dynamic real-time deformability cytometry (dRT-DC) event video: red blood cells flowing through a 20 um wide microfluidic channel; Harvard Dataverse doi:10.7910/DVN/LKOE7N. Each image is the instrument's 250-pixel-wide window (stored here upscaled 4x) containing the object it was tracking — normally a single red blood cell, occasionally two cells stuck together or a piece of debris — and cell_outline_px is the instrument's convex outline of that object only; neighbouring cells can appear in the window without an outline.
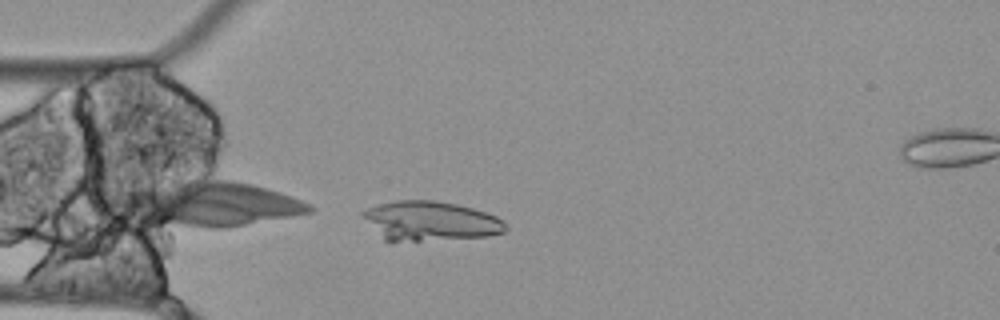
{"species": "Egyptian fruit bat (a non-hibernating species)", "species_latin": "Rousettus aegyptiacus", "temperature_condition": "cold", "stored_images_in_passage": 12, "camera_frame_rate_fps": 3000, "um_per_image_px": 0.085, "animal": {"sex": "female"}, "frame": {"image": 1, "passage_image": 12, "time_ms": 3.667, "image_size_px": [1000, 320], "cell_outline_px": [[508, 228], [504, 232], [488, 236], [392, 244], [388, 244], [384, 240], [360, 212], [368, 208], [380, 204], [396, 200], [432, 200], [456, 204], [472, 208], [496, 216]], "centroid_in_image_um": [36.54, 18.83], "position_along_channel_um": 48.5, "area_um2": 33.18}}